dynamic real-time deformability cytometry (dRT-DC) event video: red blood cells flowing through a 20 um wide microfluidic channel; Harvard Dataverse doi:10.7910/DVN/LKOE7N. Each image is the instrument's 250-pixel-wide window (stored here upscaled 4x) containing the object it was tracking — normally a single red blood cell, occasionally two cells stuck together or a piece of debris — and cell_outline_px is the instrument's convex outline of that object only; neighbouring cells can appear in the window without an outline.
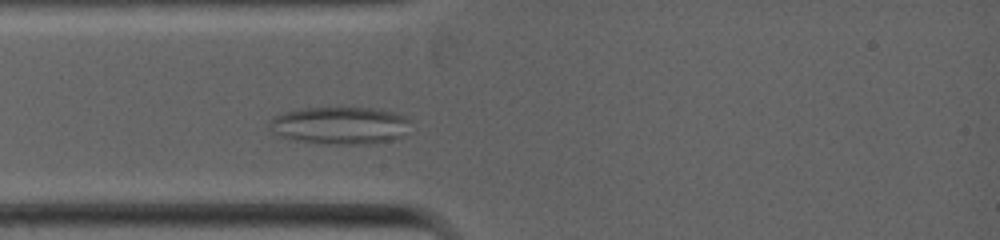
{"species": "common noctule bat (a hibernating species)", "species_latin": "Nyctalus noctula", "temperature_condition": "warm", "stored_images_in_passage": 52, "camera_frame_rate_fps": 5000, "um_per_image_px": 0.085, "animal": {"sex": "female", "body_mass_g": 19.0, "forearm_length_mm": 53.3}, "frame": {"image": 1, "passage_image": 11, "time_ms": 2.0, "image_size_px": [1000, 240], "cell_outline_px": [[412, 120], [404, 136], [392, 140], [368, 144], [328, 144], [296, 140], [280, 136], [272, 132], [268, 128], [268, 120], [272, 116], [284, 112], [300, 108], [376, 108], [396, 112], [408, 116]], "centroid_in_image_um": [28.92, 10.65], "position_along_channel_um": 56.1, "area_um2": 31.39}}
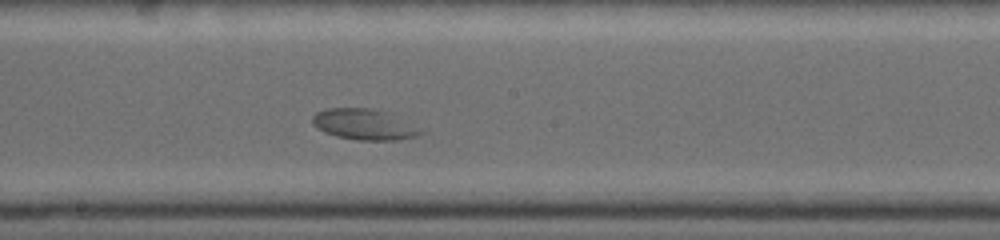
{"frame": {"image": 2, "passage_image": 28, "time_ms": 5.4, "image_size_px": [1000, 240], "cell_outline_px": [[424, 132], [416, 136], [400, 140], [356, 140], [336, 136], [324, 132], [316, 128], [312, 124], [312, 116], [316, 112], [328, 108], [372, 108], [388, 112], [424, 128]], "centroid_in_image_um": [30.99, 10.57], "position_along_channel_um": 217.2, "area_um2": 19.83}}
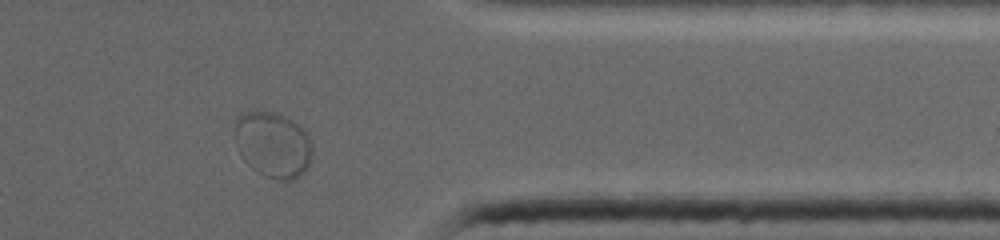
{"frame": {"image": 3, "passage_image": 47, "time_ms": 9.2, "image_size_px": [1000, 240], "cell_outline_px": [[312, 156], [308, 168], [300, 176], [292, 180], [276, 180], [264, 176], [252, 168], [240, 156], [236, 148], [236, 116], [240, 112], [256, 108], [280, 112], [288, 116], [308, 136], [312, 144]], "centroid_in_image_um": [23.18, 12.25], "position_along_channel_um": 388.2, "area_um2": 30.58}}